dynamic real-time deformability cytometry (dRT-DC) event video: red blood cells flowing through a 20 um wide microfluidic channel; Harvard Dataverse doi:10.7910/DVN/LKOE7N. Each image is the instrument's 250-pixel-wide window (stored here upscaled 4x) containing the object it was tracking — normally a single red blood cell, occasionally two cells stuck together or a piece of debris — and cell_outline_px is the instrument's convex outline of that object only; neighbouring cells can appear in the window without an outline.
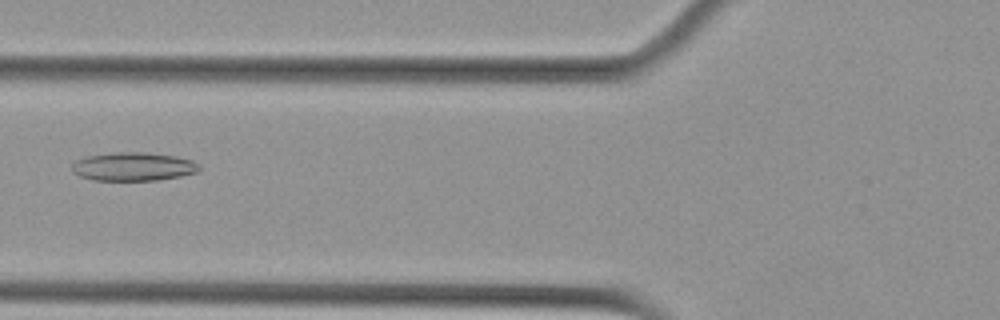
{"species": "Egyptian fruit bat (a non-hibernating species)", "species_latin": "Rousettus aegyptiacus", "temperature_condition": "cold", "stored_images_in_passage": 7, "camera_frame_rate_fps": 3000, "um_per_image_px": 0.085, "animal": {"sex": "female"}, "frame": {"image": 1, "passage_image": 5, "time_ms": 1.333, "image_size_px": [1000, 320], "cell_outline_px": [[200, 168], [196, 172], [180, 176], [156, 180], [92, 180], [80, 176], [72, 172], [72, 164], [76, 160], [84, 156], [112, 152], [148, 152], [176, 156], [192, 160], [200, 164]], "centroid_in_image_um": [11.31, 14.15], "position_along_channel_um": 114.5, "area_um2": 21.33}}
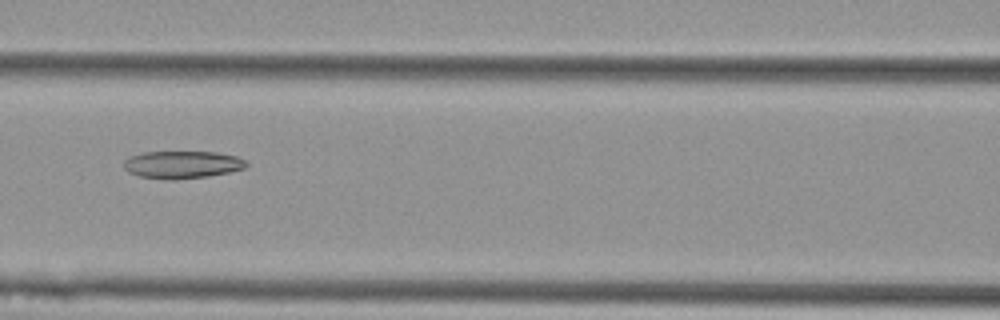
{"frame": {"image": 2, "passage_image": 6, "time_ms": 1.667, "image_size_px": [1000, 320], "cell_outline_px": [[248, 164], [244, 168], [228, 172], [208, 176], [176, 180], [164, 180], [140, 176], [128, 172], [124, 168], [124, 160], [128, 156], [144, 152], [216, 152], [236, 156], [244, 160]], "centroid_in_image_um": [15.44, 14.0], "position_along_channel_um": 151.2, "area_um2": 19.71}}
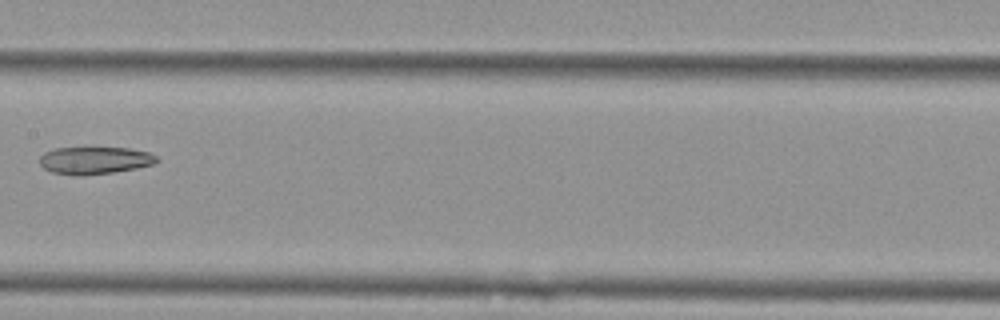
{"frame": {"image": 3, "passage_image": 7, "time_ms": 2.0, "image_size_px": [1000, 320], "cell_outline_px": [[160, 160], [156, 164], [136, 168], [112, 172], [84, 176], [76, 176], [52, 172], [44, 168], [40, 164], [40, 156], [44, 152], [56, 148], [84, 144], [128, 148], [148, 152], [156, 156]], "centroid_in_image_um": [8.03, 13.58], "position_along_channel_um": 199.4, "area_um2": 19.77}}